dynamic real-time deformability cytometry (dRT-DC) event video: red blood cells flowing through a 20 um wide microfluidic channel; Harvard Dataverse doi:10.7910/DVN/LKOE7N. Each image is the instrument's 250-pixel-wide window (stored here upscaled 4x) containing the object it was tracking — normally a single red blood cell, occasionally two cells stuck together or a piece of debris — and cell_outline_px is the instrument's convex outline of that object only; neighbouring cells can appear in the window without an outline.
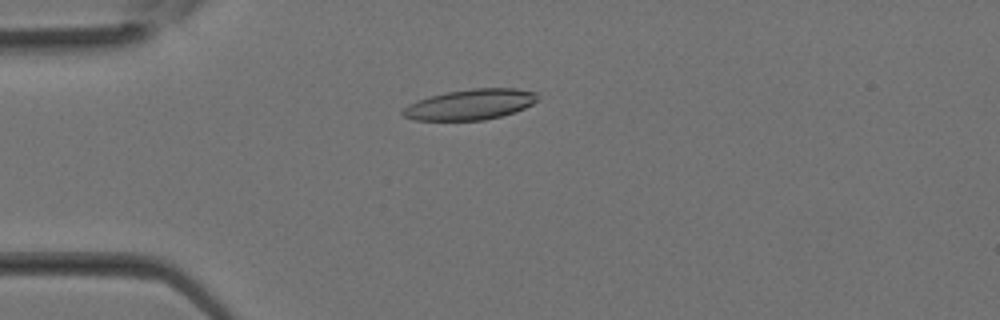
{"species": "Egyptian fruit bat (a non-hibernating species)", "species_latin": "Rousettus aegyptiacus", "temperature_condition": "room temperature", "stored_images_in_passage": 32, "camera_frame_rate_fps": 3000, "um_per_image_px": 0.085, "animal": {"sex": "female"}, "frame": {"image": 1, "passage_image": 8, "time_ms": 2.333, "image_size_px": [1000, 320], "cell_outline_px": [[540, 100], [524, 108], [500, 116], [484, 120], [416, 120], [404, 116], [400, 112], [408, 104], [416, 100], [448, 92], [472, 88], [516, 88], [536, 92]], "centroid_in_image_um": [39.99, 8.87], "position_along_channel_um": 45.0, "area_um2": 23.87}}
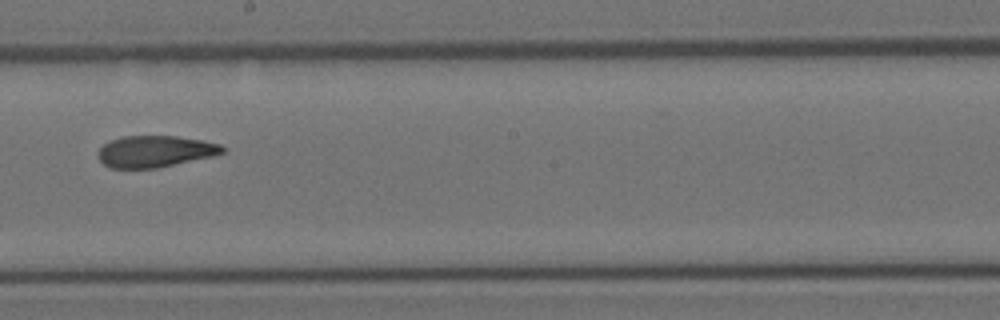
{"frame": {"image": 2, "passage_image": 18, "time_ms": 5.667, "image_size_px": [1000, 320], "cell_outline_px": [[224, 152], [212, 156], [156, 168], [108, 168], [96, 156], [96, 152], [104, 144], [112, 140], [124, 136], [176, 136], [200, 140], [220, 144], [224, 148]], "centroid_in_image_um": [13.13, 12.87], "position_along_channel_um": 235.1, "area_um2": 22.72}}
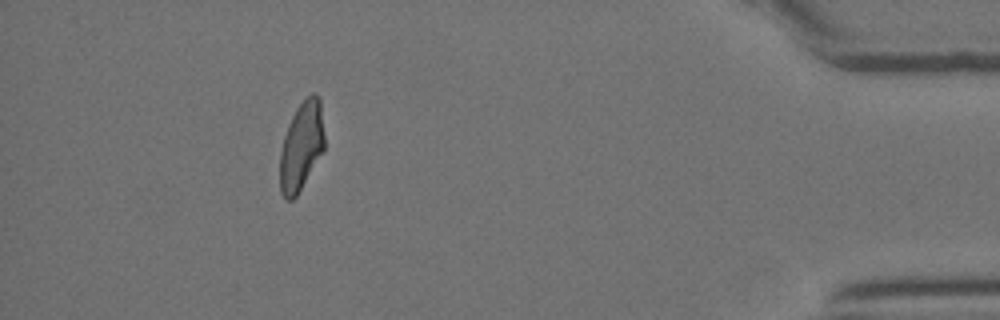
{"frame": {"image": 3, "passage_image": 29, "time_ms": 9.333, "image_size_px": [1000, 320], "cell_outline_px": [[324, 152], [296, 196], [292, 200], [288, 200], [280, 192], [280, 152], [284, 136], [288, 124], [296, 108], [312, 92], [316, 92], [320, 96], [324, 136]], "centroid_in_image_um": [25.63, 12.41], "position_along_channel_um": 409.6, "area_um2": 23.12}}